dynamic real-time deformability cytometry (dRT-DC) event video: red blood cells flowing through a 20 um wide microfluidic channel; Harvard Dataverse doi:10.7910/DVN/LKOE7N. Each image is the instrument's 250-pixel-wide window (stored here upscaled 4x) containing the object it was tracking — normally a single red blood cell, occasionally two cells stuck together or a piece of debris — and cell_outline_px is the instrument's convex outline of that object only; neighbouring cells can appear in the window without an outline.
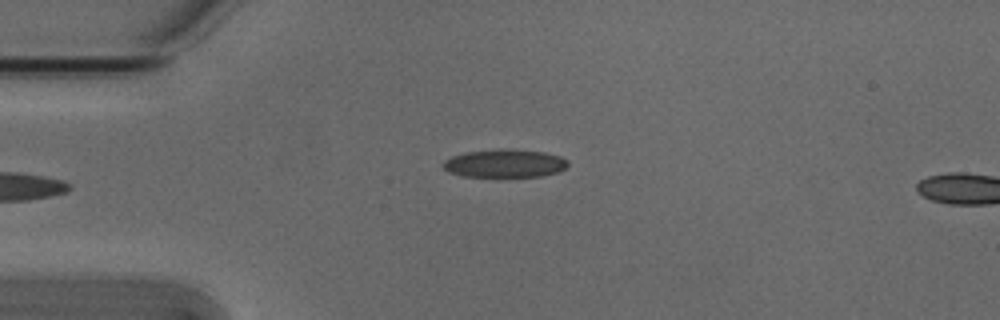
{"species": "Egyptian fruit bat (a non-hibernating species)", "species_latin": "Rousettus aegyptiacus", "temperature_condition": "cold", "stored_images_in_passage": 4, "camera_frame_rate_fps": 3000, "um_per_image_px": 0.085, "animal": {"sex": "male"}, "frame": {"image": 1, "passage_image": 4, "time_ms": 1.0, "image_size_px": [1000, 320], "cell_outline_px": [[568, 164], [560, 172], [540, 176], [460, 176], [448, 172], [440, 164], [444, 160], [452, 156], [468, 152], [544, 152], [560, 156], [568, 160]], "centroid_in_image_um": [42.89, 13.94], "position_along_channel_um": 42.1, "area_um2": 19.36}}